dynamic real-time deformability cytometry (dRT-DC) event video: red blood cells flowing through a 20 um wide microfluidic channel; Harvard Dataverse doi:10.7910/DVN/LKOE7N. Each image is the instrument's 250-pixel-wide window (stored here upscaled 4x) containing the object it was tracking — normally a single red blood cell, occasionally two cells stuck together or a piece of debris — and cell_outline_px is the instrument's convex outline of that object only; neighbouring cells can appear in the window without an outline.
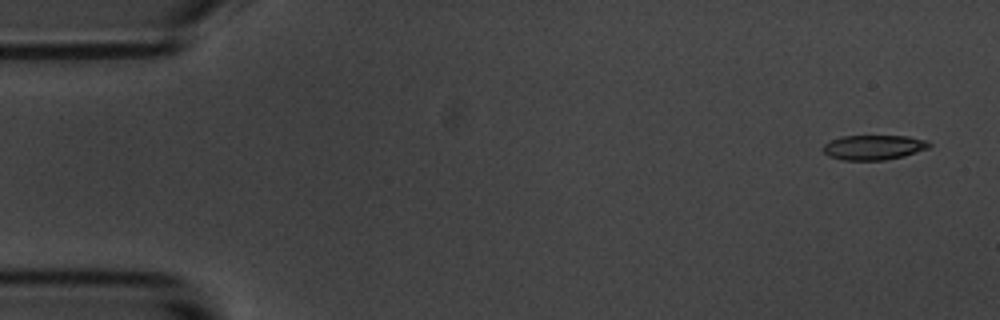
{"species": "common noctule bat (a hibernating species)", "species_latin": "Nyctalus noctula", "temperature_condition": "room temperature", "stored_images_in_passage": 5, "camera_frame_rate_fps": 3000, "um_per_image_px": 0.085, "animal": {"sex": "male", "body_mass_g": 20.1, "forearm_length_mm": 53.5}, "frame": {"image": 1, "passage_image": 1, "time_ms": 0.0, "image_size_px": [1000, 320], "cell_outline_px": [[932, 144], [928, 148], [904, 156], [884, 160], [844, 160], [828, 156], [820, 148], [824, 144], [840, 136], [908, 136], [928, 140]], "centroid_in_image_um": [74.25, 12.52], "position_along_channel_um": 10.7, "area_um2": 15.43}}
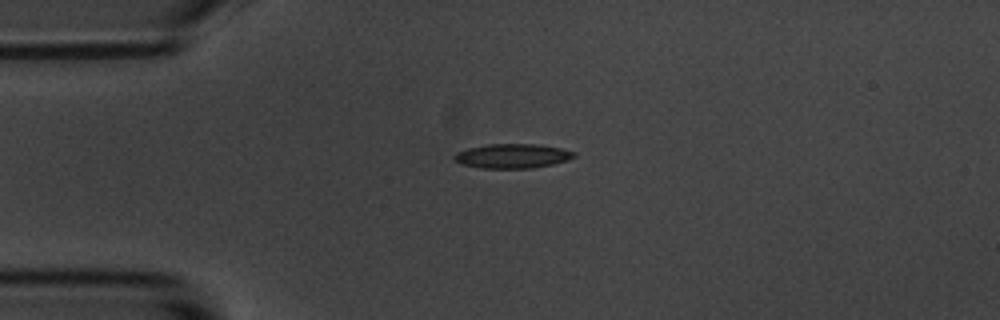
{"frame": {"image": 2, "passage_image": 4, "time_ms": 3.667, "image_size_px": [1000, 320], "cell_outline_px": [[576, 156], [568, 160], [552, 164], [532, 168], [480, 168], [460, 164], [452, 156], [456, 152], [468, 148], [488, 144], [536, 144], [560, 148], [576, 152]], "centroid_in_image_um": [43.54, 13.26], "position_along_channel_um": 41.5, "area_um2": 17.05}}